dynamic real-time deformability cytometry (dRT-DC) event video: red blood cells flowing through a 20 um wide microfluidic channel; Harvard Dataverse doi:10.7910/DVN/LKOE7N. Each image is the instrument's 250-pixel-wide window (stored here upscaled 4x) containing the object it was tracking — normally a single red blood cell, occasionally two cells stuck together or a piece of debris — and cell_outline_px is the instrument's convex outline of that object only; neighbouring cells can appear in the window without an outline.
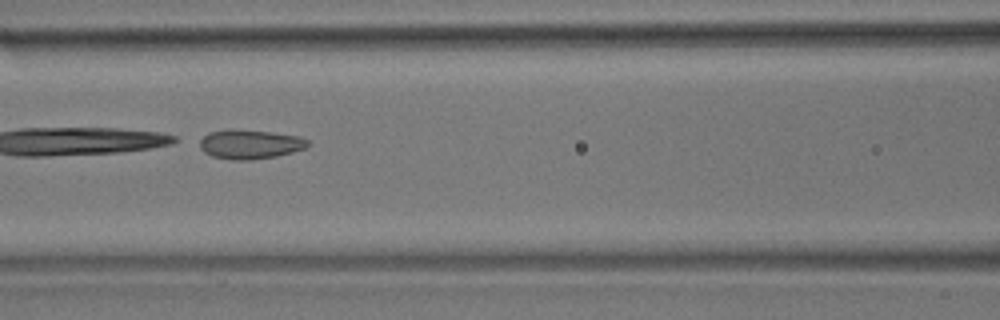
{"species": "common noctule bat (a hibernating species)", "species_latin": "Nyctalus noctula", "temperature_condition": "room temperature", "stored_images_in_passage": 9, "camera_frame_rate_fps": 3000, "um_per_image_px": 0.085, "animal": {"sex": "male", "body_mass_g": 17.9}, "frame": {"image": 1, "passage_image": 6, "time_ms": 1.667, "image_size_px": [1000, 320], "cell_outline_px": [[312, 144], [304, 148], [292, 152], [276, 156], [248, 160], [232, 160], [212, 156], [204, 152], [200, 148], [196, 140], [208, 132], [228, 128], [272, 132], [300, 136], [308, 140]], "centroid_in_image_um": [21.19, 12.24], "position_along_channel_um": 145.4, "area_um2": 18.84}}
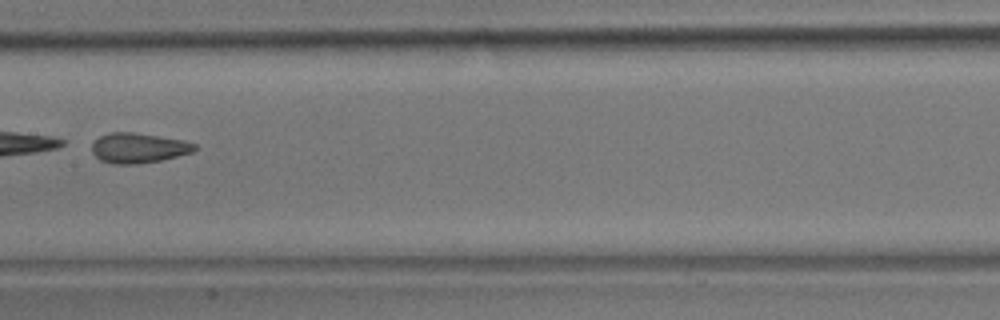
{"frame": {"image": 2, "passage_image": 7, "time_ms": 2.0, "image_size_px": [1000, 320], "cell_outline_px": [[196, 148], [192, 152], [160, 160], [136, 164], [112, 164], [100, 160], [92, 152], [92, 144], [100, 136], [108, 132], [132, 132], [184, 140], [196, 144]], "centroid_in_image_um": [11.74, 12.57], "position_along_channel_um": 195.7, "area_um2": 17.86}}